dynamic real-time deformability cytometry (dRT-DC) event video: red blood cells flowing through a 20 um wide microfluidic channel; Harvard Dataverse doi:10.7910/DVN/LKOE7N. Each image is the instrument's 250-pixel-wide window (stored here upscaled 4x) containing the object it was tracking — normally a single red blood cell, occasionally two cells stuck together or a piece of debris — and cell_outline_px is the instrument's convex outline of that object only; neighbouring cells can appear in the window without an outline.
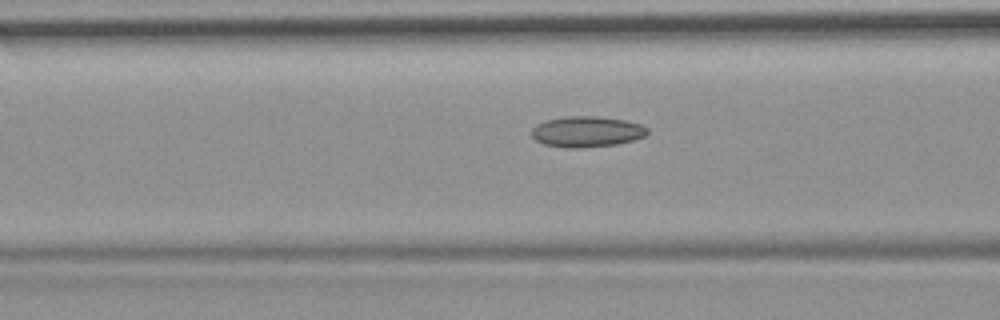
{"species": "common noctule bat (a hibernating species)", "species_latin": "Nyctalus noctula", "temperature_condition": "room temperature", "stored_images_in_passage": 31, "camera_frame_rate_fps": 3000, "um_per_image_px": 0.085, "animal": {"sex": "female", "body_mass_g": 19.9}, "frame": {"image": 1, "passage_image": 22, "time_ms": 7.0, "image_size_px": [1000, 320], "cell_outline_px": [[648, 132], [644, 136], [632, 140], [616, 144], [580, 148], [564, 148], [544, 144], [536, 140], [532, 136], [532, 128], [536, 124], [548, 120], [564, 116], [596, 116], [624, 120], [640, 124], [648, 128]], "centroid_in_image_um": [49.85, 11.19], "position_along_channel_um": 116.7, "area_um2": 20.69}}
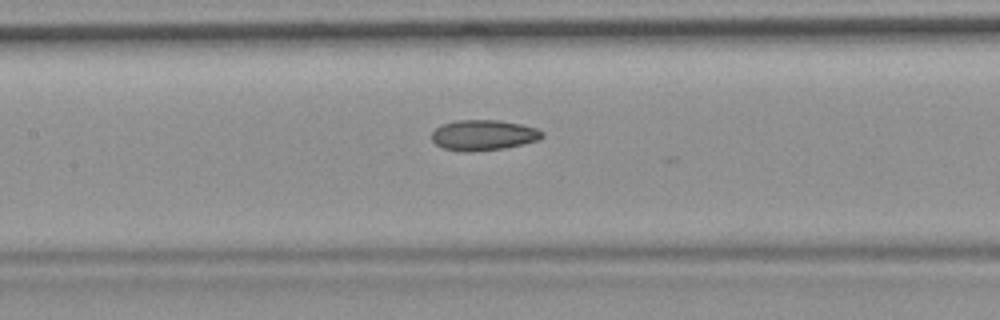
{"frame": {"image": 2, "passage_image": 26, "time_ms": 8.333, "image_size_px": [1000, 320], "cell_outline_px": [[544, 136], [540, 140], [504, 148], [468, 152], [444, 148], [436, 144], [432, 140], [432, 132], [436, 128], [444, 124], [456, 120], [500, 120], [520, 124], [536, 128], [544, 132]], "centroid_in_image_um": [41.12, 11.48], "position_along_channel_um": 166.3, "area_um2": 19.54}}